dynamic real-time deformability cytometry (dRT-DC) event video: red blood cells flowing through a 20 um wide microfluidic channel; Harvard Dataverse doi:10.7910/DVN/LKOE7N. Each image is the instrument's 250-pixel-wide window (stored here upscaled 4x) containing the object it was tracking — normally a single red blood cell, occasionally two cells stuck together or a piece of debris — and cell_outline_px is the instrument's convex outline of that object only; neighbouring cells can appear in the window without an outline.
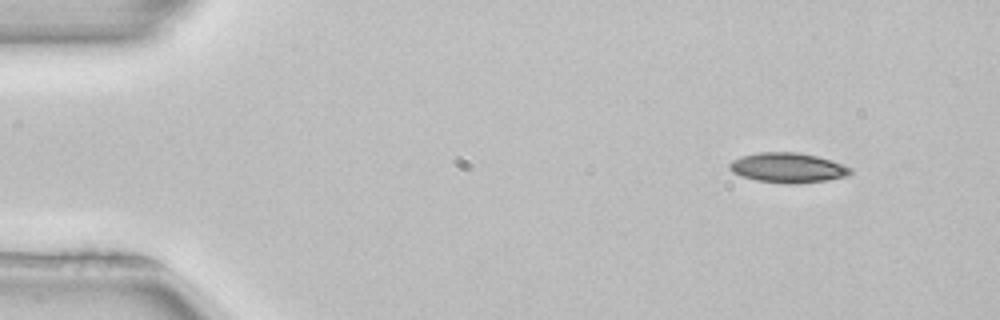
{"species": "common noctule bat (a hibernating species)", "species_latin": "Nyctalus noctula", "temperature_condition": "room temperature", "stored_images_in_passage": 47, "camera_frame_rate_fps": 3000, "um_per_image_px": 0.085, "animal": {"sex": "female", "body_mass_g": 22.7, "forearm_length_mm": 54.2}, "frame": {"image": 1, "passage_image": 1, "time_ms": 0.0, "image_size_px": [1000, 320], "cell_outline_px": [[852, 172], [848, 176], [800, 184], [788, 184], [756, 180], [740, 176], [732, 172], [728, 168], [728, 164], [732, 160], [740, 156], [760, 152], [796, 152], [816, 156], [832, 160], [852, 168]], "centroid_in_image_um": [66.94, 14.26], "position_along_channel_um": 18.1, "area_um2": 21.21}}
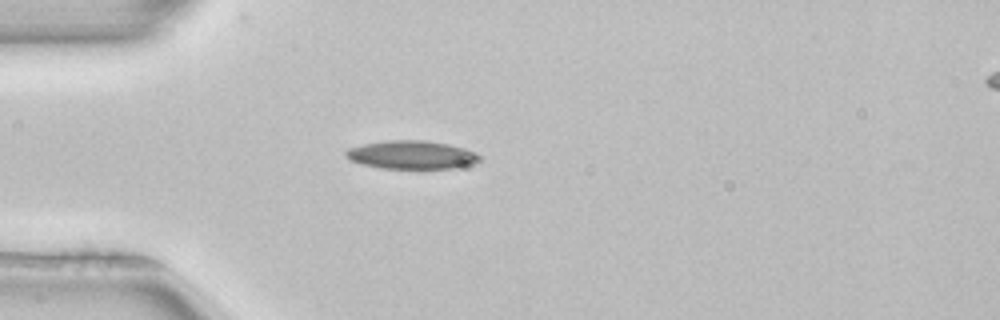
{"frame": {"image": 2, "passage_image": 10, "time_ms": 3.0, "image_size_px": [1000, 320], "cell_outline_px": [[480, 160], [472, 164], [452, 168], [384, 168], [360, 164], [344, 156], [344, 152], [348, 148], [364, 144], [388, 140], [424, 140], [448, 144], [464, 148], [476, 152], [480, 156]], "centroid_in_image_um": [34.98, 13.15], "position_along_channel_um": 50.0, "area_um2": 21.96}}
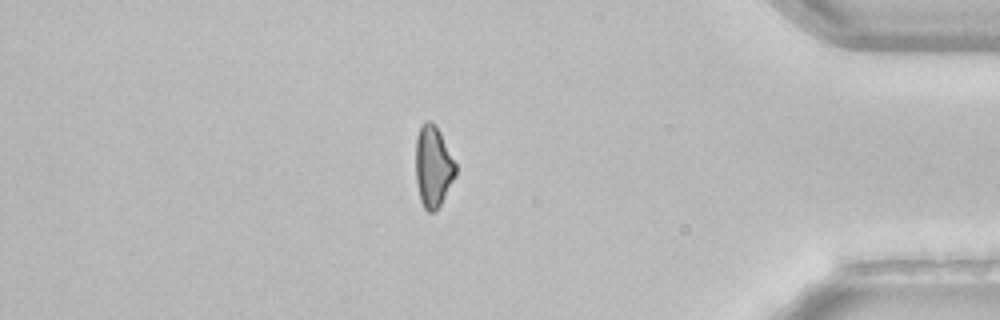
{"frame": {"image": 3, "passage_image": 40, "time_ms": 13.0, "image_size_px": [1000, 320], "cell_outline_px": [[456, 176], [440, 204], [432, 212], [428, 212], [424, 208], [420, 200], [416, 180], [416, 136], [420, 124], [424, 120], [432, 120], [436, 124], [456, 164]], "centroid_in_image_um": [36.8, 14.09], "position_along_channel_um": 398.4, "area_um2": 19.02}, "authors_computed_cell_mechanics": {"area_um2": 20.9236, "velocity_mm_per_s": 3.9742, "shape_relaxation_time_tau1_ms": 6.7525, "shape_relaxation_time_tau2_ms": null, "deformation_change_tau1": 0.1398, "deformation_change_tau2": null}}